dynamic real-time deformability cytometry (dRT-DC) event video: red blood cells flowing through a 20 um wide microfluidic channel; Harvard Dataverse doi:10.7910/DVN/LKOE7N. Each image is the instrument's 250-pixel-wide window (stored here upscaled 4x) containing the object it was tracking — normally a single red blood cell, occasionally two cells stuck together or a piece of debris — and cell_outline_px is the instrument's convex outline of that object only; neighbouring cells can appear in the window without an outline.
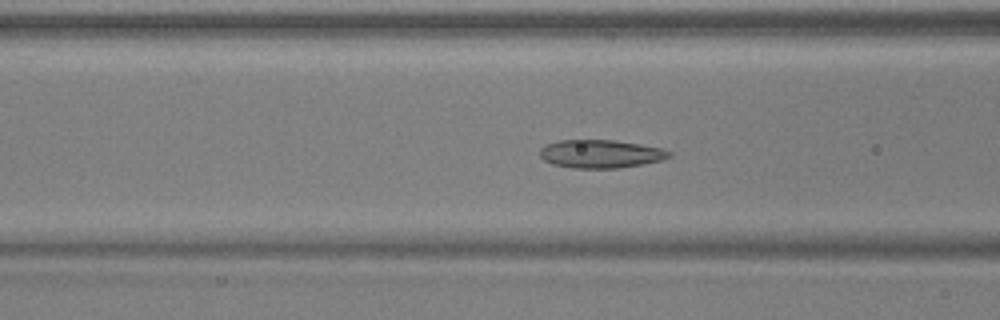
{"species": "common noctule bat (a hibernating species)", "species_latin": "Nyctalus noctula", "temperature_condition": "warm", "stored_images_in_passage": 39, "camera_frame_rate_fps": 3000, "um_per_image_px": 0.085, "animal": {"sex": "male", "body_mass_g": 17.9, "forearm_length_mm": 54.2}, "frame": {"image": 1, "passage_image": 20, "time_ms": 6.333, "image_size_px": [1000, 320], "cell_outline_px": [[672, 156], [660, 160], [644, 164], [620, 168], [572, 168], [552, 164], [544, 160], [540, 156], [540, 148], [544, 144], [560, 140], [612, 140], [640, 144], [660, 148], [672, 152]], "centroid_in_image_um": [51.03, 13.08], "position_along_channel_um": 115.6, "area_um2": 21.33}}
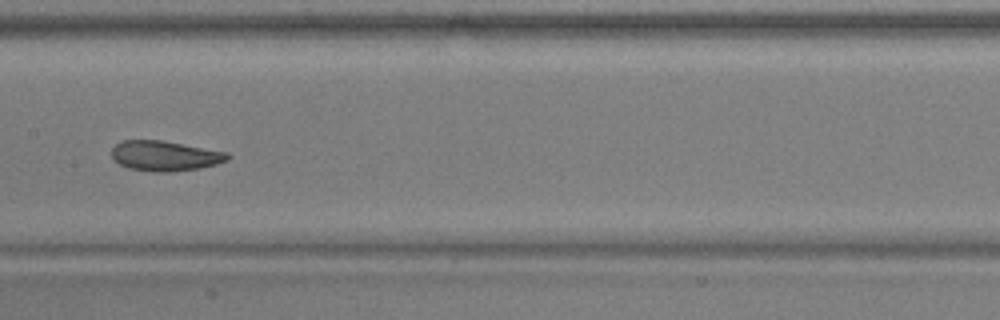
{"frame": {"image": 2, "passage_image": 26, "time_ms": 8.333, "image_size_px": [1000, 320], "cell_outline_px": [[232, 156], [228, 160], [216, 164], [200, 168], [172, 172], [152, 172], [128, 168], [112, 160], [112, 148], [120, 140], [160, 140], [228, 152]], "centroid_in_image_um": [14.01, 13.25], "position_along_channel_um": 193.4, "area_um2": 20.52}}
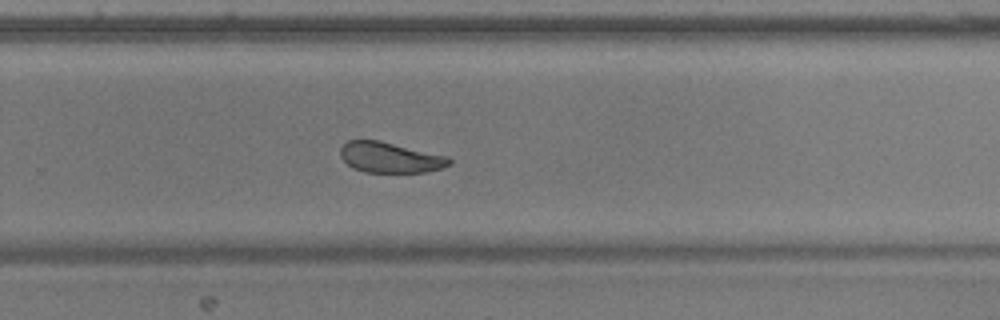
{"frame": {"image": 3, "passage_image": 34, "time_ms": 11.0, "image_size_px": [1000, 320], "cell_outline_px": [[452, 164], [444, 168], [428, 172], [364, 172], [352, 168], [340, 156], [340, 148], [348, 140], [380, 140], [448, 156], [452, 160]], "centroid_in_image_um": [33.19, 13.39], "position_along_channel_um": 296.6, "area_um2": 19.59}}